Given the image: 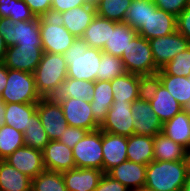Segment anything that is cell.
<instances>
[{
  "label": "cell",
  "mask_w": 190,
  "mask_h": 191,
  "mask_svg": "<svg viewBox=\"0 0 190 191\" xmlns=\"http://www.w3.org/2000/svg\"><path fill=\"white\" fill-rule=\"evenodd\" d=\"M111 82L114 102H134L144 94L146 79L132 73H125Z\"/></svg>",
  "instance_id": "19"
},
{
  "label": "cell",
  "mask_w": 190,
  "mask_h": 191,
  "mask_svg": "<svg viewBox=\"0 0 190 191\" xmlns=\"http://www.w3.org/2000/svg\"><path fill=\"white\" fill-rule=\"evenodd\" d=\"M115 23V21L96 15L81 39L84 40L89 47L103 50L105 43L109 41L110 27H114Z\"/></svg>",
  "instance_id": "33"
},
{
  "label": "cell",
  "mask_w": 190,
  "mask_h": 191,
  "mask_svg": "<svg viewBox=\"0 0 190 191\" xmlns=\"http://www.w3.org/2000/svg\"><path fill=\"white\" fill-rule=\"evenodd\" d=\"M127 137L102 131L103 172L127 159Z\"/></svg>",
  "instance_id": "20"
},
{
  "label": "cell",
  "mask_w": 190,
  "mask_h": 191,
  "mask_svg": "<svg viewBox=\"0 0 190 191\" xmlns=\"http://www.w3.org/2000/svg\"><path fill=\"white\" fill-rule=\"evenodd\" d=\"M95 16L96 7L84 5L64 11L56 18L73 36L81 38Z\"/></svg>",
  "instance_id": "21"
},
{
  "label": "cell",
  "mask_w": 190,
  "mask_h": 191,
  "mask_svg": "<svg viewBox=\"0 0 190 191\" xmlns=\"http://www.w3.org/2000/svg\"><path fill=\"white\" fill-rule=\"evenodd\" d=\"M102 50L89 47L81 38L63 54L67 64V78L97 81Z\"/></svg>",
  "instance_id": "2"
},
{
  "label": "cell",
  "mask_w": 190,
  "mask_h": 191,
  "mask_svg": "<svg viewBox=\"0 0 190 191\" xmlns=\"http://www.w3.org/2000/svg\"><path fill=\"white\" fill-rule=\"evenodd\" d=\"M146 167L147 165L126 160L110 169L107 174L125 185L130 191H140L145 186Z\"/></svg>",
  "instance_id": "22"
},
{
  "label": "cell",
  "mask_w": 190,
  "mask_h": 191,
  "mask_svg": "<svg viewBox=\"0 0 190 191\" xmlns=\"http://www.w3.org/2000/svg\"><path fill=\"white\" fill-rule=\"evenodd\" d=\"M59 103L69 126L83 128L89 132L100 129V125L94 120L90 102L68 97Z\"/></svg>",
  "instance_id": "13"
},
{
  "label": "cell",
  "mask_w": 190,
  "mask_h": 191,
  "mask_svg": "<svg viewBox=\"0 0 190 191\" xmlns=\"http://www.w3.org/2000/svg\"><path fill=\"white\" fill-rule=\"evenodd\" d=\"M162 69L168 75L188 77L190 75V47L178 53Z\"/></svg>",
  "instance_id": "40"
},
{
  "label": "cell",
  "mask_w": 190,
  "mask_h": 191,
  "mask_svg": "<svg viewBox=\"0 0 190 191\" xmlns=\"http://www.w3.org/2000/svg\"><path fill=\"white\" fill-rule=\"evenodd\" d=\"M103 174L97 168H74L62 172L68 191H94Z\"/></svg>",
  "instance_id": "23"
},
{
  "label": "cell",
  "mask_w": 190,
  "mask_h": 191,
  "mask_svg": "<svg viewBox=\"0 0 190 191\" xmlns=\"http://www.w3.org/2000/svg\"><path fill=\"white\" fill-rule=\"evenodd\" d=\"M148 41L155 61V66L159 70L169 63L178 53L183 52L190 47V42L178 31Z\"/></svg>",
  "instance_id": "10"
},
{
  "label": "cell",
  "mask_w": 190,
  "mask_h": 191,
  "mask_svg": "<svg viewBox=\"0 0 190 191\" xmlns=\"http://www.w3.org/2000/svg\"><path fill=\"white\" fill-rule=\"evenodd\" d=\"M132 102H113L100 129L107 133L129 137L134 134Z\"/></svg>",
  "instance_id": "15"
},
{
  "label": "cell",
  "mask_w": 190,
  "mask_h": 191,
  "mask_svg": "<svg viewBox=\"0 0 190 191\" xmlns=\"http://www.w3.org/2000/svg\"><path fill=\"white\" fill-rule=\"evenodd\" d=\"M113 95L110 81L94 82V95L91 98L90 107L94 120L100 126L106 120L107 113L114 102Z\"/></svg>",
  "instance_id": "24"
},
{
  "label": "cell",
  "mask_w": 190,
  "mask_h": 191,
  "mask_svg": "<svg viewBox=\"0 0 190 191\" xmlns=\"http://www.w3.org/2000/svg\"><path fill=\"white\" fill-rule=\"evenodd\" d=\"M144 94L149 100L153 112L162 123L172 119L183 110L178 101L155 77L146 79Z\"/></svg>",
  "instance_id": "8"
},
{
  "label": "cell",
  "mask_w": 190,
  "mask_h": 191,
  "mask_svg": "<svg viewBox=\"0 0 190 191\" xmlns=\"http://www.w3.org/2000/svg\"><path fill=\"white\" fill-rule=\"evenodd\" d=\"M36 17L51 16L52 0H23Z\"/></svg>",
  "instance_id": "45"
},
{
  "label": "cell",
  "mask_w": 190,
  "mask_h": 191,
  "mask_svg": "<svg viewBox=\"0 0 190 191\" xmlns=\"http://www.w3.org/2000/svg\"><path fill=\"white\" fill-rule=\"evenodd\" d=\"M155 78L164 85L182 107L190 101V75L188 77L173 76L160 69Z\"/></svg>",
  "instance_id": "32"
},
{
  "label": "cell",
  "mask_w": 190,
  "mask_h": 191,
  "mask_svg": "<svg viewBox=\"0 0 190 191\" xmlns=\"http://www.w3.org/2000/svg\"><path fill=\"white\" fill-rule=\"evenodd\" d=\"M0 33L7 47L42 46L39 17L28 21L14 22L9 18H0Z\"/></svg>",
  "instance_id": "6"
},
{
  "label": "cell",
  "mask_w": 190,
  "mask_h": 191,
  "mask_svg": "<svg viewBox=\"0 0 190 191\" xmlns=\"http://www.w3.org/2000/svg\"><path fill=\"white\" fill-rule=\"evenodd\" d=\"M39 95L33 73L8 69L5 88L1 94L4 103H37Z\"/></svg>",
  "instance_id": "5"
},
{
  "label": "cell",
  "mask_w": 190,
  "mask_h": 191,
  "mask_svg": "<svg viewBox=\"0 0 190 191\" xmlns=\"http://www.w3.org/2000/svg\"><path fill=\"white\" fill-rule=\"evenodd\" d=\"M127 159L137 164L148 165L154 161L153 137L131 135L127 137Z\"/></svg>",
  "instance_id": "27"
},
{
  "label": "cell",
  "mask_w": 190,
  "mask_h": 191,
  "mask_svg": "<svg viewBox=\"0 0 190 191\" xmlns=\"http://www.w3.org/2000/svg\"><path fill=\"white\" fill-rule=\"evenodd\" d=\"M44 51L42 46L7 47L3 64L8 69L33 73L41 61Z\"/></svg>",
  "instance_id": "14"
},
{
  "label": "cell",
  "mask_w": 190,
  "mask_h": 191,
  "mask_svg": "<svg viewBox=\"0 0 190 191\" xmlns=\"http://www.w3.org/2000/svg\"><path fill=\"white\" fill-rule=\"evenodd\" d=\"M187 160H188V165L190 170V148L187 150Z\"/></svg>",
  "instance_id": "55"
},
{
  "label": "cell",
  "mask_w": 190,
  "mask_h": 191,
  "mask_svg": "<svg viewBox=\"0 0 190 191\" xmlns=\"http://www.w3.org/2000/svg\"><path fill=\"white\" fill-rule=\"evenodd\" d=\"M37 113L50 140H59L69 126L59 101L41 98L37 102Z\"/></svg>",
  "instance_id": "12"
},
{
  "label": "cell",
  "mask_w": 190,
  "mask_h": 191,
  "mask_svg": "<svg viewBox=\"0 0 190 191\" xmlns=\"http://www.w3.org/2000/svg\"><path fill=\"white\" fill-rule=\"evenodd\" d=\"M94 191H130L125 185L113 179L107 173L101 177L98 186Z\"/></svg>",
  "instance_id": "46"
},
{
  "label": "cell",
  "mask_w": 190,
  "mask_h": 191,
  "mask_svg": "<svg viewBox=\"0 0 190 191\" xmlns=\"http://www.w3.org/2000/svg\"><path fill=\"white\" fill-rule=\"evenodd\" d=\"M182 108H183V110H184L188 115H190V101H188L187 104H186L184 107H182Z\"/></svg>",
  "instance_id": "54"
},
{
  "label": "cell",
  "mask_w": 190,
  "mask_h": 191,
  "mask_svg": "<svg viewBox=\"0 0 190 191\" xmlns=\"http://www.w3.org/2000/svg\"><path fill=\"white\" fill-rule=\"evenodd\" d=\"M33 75L39 95L50 98L58 85L67 79V64L63 54L44 52Z\"/></svg>",
  "instance_id": "3"
},
{
  "label": "cell",
  "mask_w": 190,
  "mask_h": 191,
  "mask_svg": "<svg viewBox=\"0 0 190 191\" xmlns=\"http://www.w3.org/2000/svg\"><path fill=\"white\" fill-rule=\"evenodd\" d=\"M182 191H190V170L187 174V178L185 180Z\"/></svg>",
  "instance_id": "52"
},
{
  "label": "cell",
  "mask_w": 190,
  "mask_h": 191,
  "mask_svg": "<svg viewBox=\"0 0 190 191\" xmlns=\"http://www.w3.org/2000/svg\"><path fill=\"white\" fill-rule=\"evenodd\" d=\"M41 43L44 52L64 54L77 39L54 16L39 17Z\"/></svg>",
  "instance_id": "7"
},
{
  "label": "cell",
  "mask_w": 190,
  "mask_h": 191,
  "mask_svg": "<svg viewBox=\"0 0 190 191\" xmlns=\"http://www.w3.org/2000/svg\"><path fill=\"white\" fill-rule=\"evenodd\" d=\"M188 172V160L151 161L146 167L144 190L182 191Z\"/></svg>",
  "instance_id": "1"
},
{
  "label": "cell",
  "mask_w": 190,
  "mask_h": 191,
  "mask_svg": "<svg viewBox=\"0 0 190 191\" xmlns=\"http://www.w3.org/2000/svg\"><path fill=\"white\" fill-rule=\"evenodd\" d=\"M94 95V82L87 80H78L67 78L58 85L57 90L50 97L54 101H60L63 98L82 99L90 102Z\"/></svg>",
  "instance_id": "25"
},
{
  "label": "cell",
  "mask_w": 190,
  "mask_h": 191,
  "mask_svg": "<svg viewBox=\"0 0 190 191\" xmlns=\"http://www.w3.org/2000/svg\"><path fill=\"white\" fill-rule=\"evenodd\" d=\"M7 77L8 68L3 63H0V95L2 94V91L7 83Z\"/></svg>",
  "instance_id": "49"
},
{
  "label": "cell",
  "mask_w": 190,
  "mask_h": 191,
  "mask_svg": "<svg viewBox=\"0 0 190 191\" xmlns=\"http://www.w3.org/2000/svg\"><path fill=\"white\" fill-rule=\"evenodd\" d=\"M155 4L150 0H131L125 17V23L138 31L149 17V9H155Z\"/></svg>",
  "instance_id": "36"
},
{
  "label": "cell",
  "mask_w": 190,
  "mask_h": 191,
  "mask_svg": "<svg viewBox=\"0 0 190 191\" xmlns=\"http://www.w3.org/2000/svg\"><path fill=\"white\" fill-rule=\"evenodd\" d=\"M42 156L45 170L63 172L76 168L72 149L58 140H50Z\"/></svg>",
  "instance_id": "18"
},
{
  "label": "cell",
  "mask_w": 190,
  "mask_h": 191,
  "mask_svg": "<svg viewBox=\"0 0 190 191\" xmlns=\"http://www.w3.org/2000/svg\"><path fill=\"white\" fill-rule=\"evenodd\" d=\"M31 191H68L62 172L44 170L32 179Z\"/></svg>",
  "instance_id": "37"
},
{
  "label": "cell",
  "mask_w": 190,
  "mask_h": 191,
  "mask_svg": "<svg viewBox=\"0 0 190 191\" xmlns=\"http://www.w3.org/2000/svg\"><path fill=\"white\" fill-rule=\"evenodd\" d=\"M13 0H0V18L12 16Z\"/></svg>",
  "instance_id": "48"
},
{
  "label": "cell",
  "mask_w": 190,
  "mask_h": 191,
  "mask_svg": "<svg viewBox=\"0 0 190 191\" xmlns=\"http://www.w3.org/2000/svg\"><path fill=\"white\" fill-rule=\"evenodd\" d=\"M125 73L127 71L121 58L102 51L97 80L111 81Z\"/></svg>",
  "instance_id": "38"
},
{
  "label": "cell",
  "mask_w": 190,
  "mask_h": 191,
  "mask_svg": "<svg viewBox=\"0 0 190 191\" xmlns=\"http://www.w3.org/2000/svg\"><path fill=\"white\" fill-rule=\"evenodd\" d=\"M84 5L85 0H52L51 16L56 17L58 14L64 11Z\"/></svg>",
  "instance_id": "44"
},
{
  "label": "cell",
  "mask_w": 190,
  "mask_h": 191,
  "mask_svg": "<svg viewBox=\"0 0 190 191\" xmlns=\"http://www.w3.org/2000/svg\"><path fill=\"white\" fill-rule=\"evenodd\" d=\"M121 59L127 72L145 79L155 77L159 71L155 66L149 41L138 34L129 42Z\"/></svg>",
  "instance_id": "4"
},
{
  "label": "cell",
  "mask_w": 190,
  "mask_h": 191,
  "mask_svg": "<svg viewBox=\"0 0 190 191\" xmlns=\"http://www.w3.org/2000/svg\"><path fill=\"white\" fill-rule=\"evenodd\" d=\"M134 134L154 137L162 132L163 123L152 110L146 95H141L131 106Z\"/></svg>",
  "instance_id": "11"
},
{
  "label": "cell",
  "mask_w": 190,
  "mask_h": 191,
  "mask_svg": "<svg viewBox=\"0 0 190 191\" xmlns=\"http://www.w3.org/2000/svg\"><path fill=\"white\" fill-rule=\"evenodd\" d=\"M100 0H85V5L96 7Z\"/></svg>",
  "instance_id": "53"
},
{
  "label": "cell",
  "mask_w": 190,
  "mask_h": 191,
  "mask_svg": "<svg viewBox=\"0 0 190 191\" xmlns=\"http://www.w3.org/2000/svg\"><path fill=\"white\" fill-rule=\"evenodd\" d=\"M36 18L29 6L23 0H13L12 16L14 22L28 21Z\"/></svg>",
  "instance_id": "43"
},
{
  "label": "cell",
  "mask_w": 190,
  "mask_h": 191,
  "mask_svg": "<svg viewBox=\"0 0 190 191\" xmlns=\"http://www.w3.org/2000/svg\"><path fill=\"white\" fill-rule=\"evenodd\" d=\"M162 133L188 150L190 148V115L181 110L172 119L163 123Z\"/></svg>",
  "instance_id": "28"
},
{
  "label": "cell",
  "mask_w": 190,
  "mask_h": 191,
  "mask_svg": "<svg viewBox=\"0 0 190 191\" xmlns=\"http://www.w3.org/2000/svg\"><path fill=\"white\" fill-rule=\"evenodd\" d=\"M88 132V130L83 128L68 126L58 141L73 149L76 143H78Z\"/></svg>",
  "instance_id": "41"
},
{
  "label": "cell",
  "mask_w": 190,
  "mask_h": 191,
  "mask_svg": "<svg viewBox=\"0 0 190 191\" xmlns=\"http://www.w3.org/2000/svg\"><path fill=\"white\" fill-rule=\"evenodd\" d=\"M153 144L154 160L156 161L187 160V149L166 137L162 132L154 135Z\"/></svg>",
  "instance_id": "30"
},
{
  "label": "cell",
  "mask_w": 190,
  "mask_h": 191,
  "mask_svg": "<svg viewBox=\"0 0 190 191\" xmlns=\"http://www.w3.org/2000/svg\"><path fill=\"white\" fill-rule=\"evenodd\" d=\"M23 133L14 127L3 125L0 127V160H4L16 149L24 146Z\"/></svg>",
  "instance_id": "39"
},
{
  "label": "cell",
  "mask_w": 190,
  "mask_h": 191,
  "mask_svg": "<svg viewBox=\"0 0 190 191\" xmlns=\"http://www.w3.org/2000/svg\"><path fill=\"white\" fill-rule=\"evenodd\" d=\"M76 168H97L103 171L102 130L88 132L72 149Z\"/></svg>",
  "instance_id": "9"
},
{
  "label": "cell",
  "mask_w": 190,
  "mask_h": 191,
  "mask_svg": "<svg viewBox=\"0 0 190 191\" xmlns=\"http://www.w3.org/2000/svg\"><path fill=\"white\" fill-rule=\"evenodd\" d=\"M6 51L7 45L5 44L4 38L0 33V63H3Z\"/></svg>",
  "instance_id": "50"
},
{
  "label": "cell",
  "mask_w": 190,
  "mask_h": 191,
  "mask_svg": "<svg viewBox=\"0 0 190 191\" xmlns=\"http://www.w3.org/2000/svg\"><path fill=\"white\" fill-rule=\"evenodd\" d=\"M5 103L1 101V95H0V127L5 125Z\"/></svg>",
  "instance_id": "51"
},
{
  "label": "cell",
  "mask_w": 190,
  "mask_h": 191,
  "mask_svg": "<svg viewBox=\"0 0 190 191\" xmlns=\"http://www.w3.org/2000/svg\"><path fill=\"white\" fill-rule=\"evenodd\" d=\"M138 32L125 22H116L114 27H110L109 41L103 47V52L121 58L129 42Z\"/></svg>",
  "instance_id": "26"
},
{
  "label": "cell",
  "mask_w": 190,
  "mask_h": 191,
  "mask_svg": "<svg viewBox=\"0 0 190 191\" xmlns=\"http://www.w3.org/2000/svg\"><path fill=\"white\" fill-rule=\"evenodd\" d=\"M32 179L0 160V191H31Z\"/></svg>",
  "instance_id": "31"
},
{
  "label": "cell",
  "mask_w": 190,
  "mask_h": 191,
  "mask_svg": "<svg viewBox=\"0 0 190 191\" xmlns=\"http://www.w3.org/2000/svg\"><path fill=\"white\" fill-rule=\"evenodd\" d=\"M131 0H100L96 15L115 22H124Z\"/></svg>",
  "instance_id": "35"
},
{
  "label": "cell",
  "mask_w": 190,
  "mask_h": 191,
  "mask_svg": "<svg viewBox=\"0 0 190 191\" xmlns=\"http://www.w3.org/2000/svg\"><path fill=\"white\" fill-rule=\"evenodd\" d=\"M177 31L176 17L157 7L149 9L146 23L137 31L147 40L166 36Z\"/></svg>",
  "instance_id": "17"
},
{
  "label": "cell",
  "mask_w": 190,
  "mask_h": 191,
  "mask_svg": "<svg viewBox=\"0 0 190 191\" xmlns=\"http://www.w3.org/2000/svg\"><path fill=\"white\" fill-rule=\"evenodd\" d=\"M24 144L34 149L43 150L50 142L37 111L31 116V123L23 133Z\"/></svg>",
  "instance_id": "34"
},
{
  "label": "cell",
  "mask_w": 190,
  "mask_h": 191,
  "mask_svg": "<svg viewBox=\"0 0 190 191\" xmlns=\"http://www.w3.org/2000/svg\"><path fill=\"white\" fill-rule=\"evenodd\" d=\"M4 160L31 179L45 170L42 151L26 145L16 149Z\"/></svg>",
  "instance_id": "16"
},
{
  "label": "cell",
  "mask_w": 190,
  "mask_h": 191,
  "mask_svg": "<svg viewBox=\"0 0 190 191\" xmlns=\"http://www.w3.org/2000/svg\"><path fill=\"white\" fill-rule=\"evenodd\" d=\"M37 111V103H5V125L24 133Z\"/></svg>",
  "instance_id": "29"
},
{
  "label": "cell",
  "mask_w": 190,
  "mask_h": 191,
  "mask_svg": "<svg viewBox=\"0 0 190 191\" xmlns=\"http://www.w3.org/2000/svg\"><path fill=\"white\" fill-rule=\"evenodd\" d=\"M177 31L190 42V4L176 17Z\"/></svg>",
  "instance_id": "47"
},
{
  "label": "cell",
  "mask_w": 190,
  "mask_h": 191,
  "mask_svg": "<svg viewBox=\"0 0 190 191\" xmlns=\"http://www.w3.org/2000/svg\"><path fill=\"white\" fill-rule=\"evenodd\" d=\"M155 6L177 17L189 4L190 0H153Z\"/></svg>",
  "instance_id": "42"
}]
</instances>
